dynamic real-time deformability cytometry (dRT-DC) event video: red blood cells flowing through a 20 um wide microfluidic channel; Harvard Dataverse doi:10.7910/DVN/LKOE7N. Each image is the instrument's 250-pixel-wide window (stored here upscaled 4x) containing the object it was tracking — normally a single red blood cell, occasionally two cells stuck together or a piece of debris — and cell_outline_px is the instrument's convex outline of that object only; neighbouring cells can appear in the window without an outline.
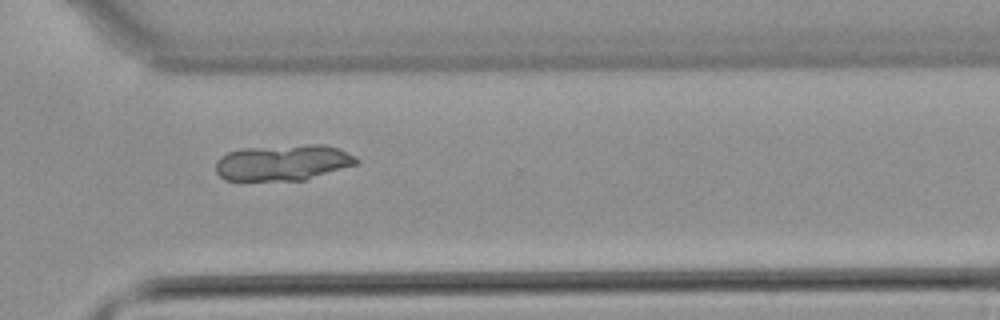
{"species": "common noctule bat (a hibernating species)", "species_latin": "Nyctalus noctula", "temperature_condition": "warm", "stored_images_in_passage": 43, "camera_frame_rate_fps": 3000, "um_per_image_px": 0.085, "animal": {"sex": "male", "body_mass_g": 21.5, "forearm_length_mm": 52.0}, "frame": {"image": 1, "passage_image": 31, "time_ms": 10.0, "image_size_px": [1000, 320], "cell_outline_px": [[360, 160], [356, 164], [304, 180], [224, 180], [216, 172], [216, 164], [220, 156], [228, 152], [240, 148], [308, 144], [324, 144], [336, 148], [356, 156]], "centroid_in_image_um": [24.03, 13.81], "position_along_channel_um": 346.6, "area_um2": 29.42}}